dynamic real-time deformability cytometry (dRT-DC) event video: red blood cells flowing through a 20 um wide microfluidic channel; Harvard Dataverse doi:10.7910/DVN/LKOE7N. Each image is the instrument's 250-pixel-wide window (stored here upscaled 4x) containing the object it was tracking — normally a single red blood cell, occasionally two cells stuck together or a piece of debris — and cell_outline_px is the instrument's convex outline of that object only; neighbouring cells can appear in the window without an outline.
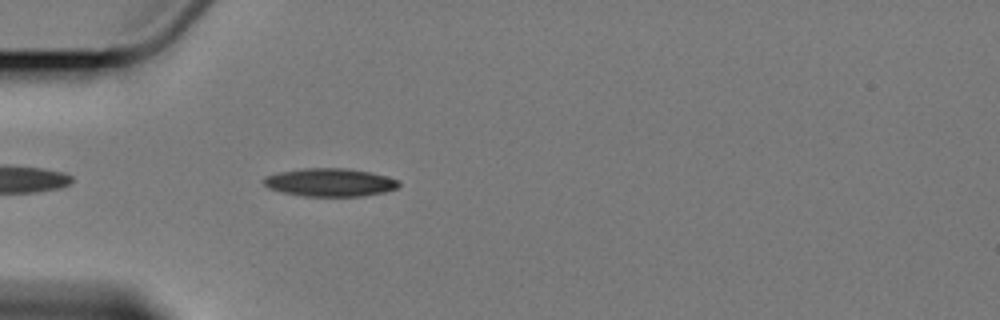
{"species": "Egyptian fruit bat (a non-hibernating species)", "species_latin": "Rousettus aegyptiacus", "temperature_condition": "cold", "stored_images_in_passage": 4, "camera_frame_rate_fps": 3000, "um_per_image_px": 0.085, "animal": {"sex": "female"}, "frame": {"image": 1, "passage_image": 4, "time_ms": 3.667, "image_size_px": [1000, 320], "cell_outline_px": [[400, 184], [396, 188], [384, 192], [360, 196], [304, 196], [284, 192], [268, 188], [260, 180], [264, 176], [280, 172], [304, 168], [344, 168], [368, 172], [384, 176], [396, 180]], "centroid_in_image_um": [27.97, 15.5], "position_along_channel_um": 57.0, "area_um2": 21.85}}